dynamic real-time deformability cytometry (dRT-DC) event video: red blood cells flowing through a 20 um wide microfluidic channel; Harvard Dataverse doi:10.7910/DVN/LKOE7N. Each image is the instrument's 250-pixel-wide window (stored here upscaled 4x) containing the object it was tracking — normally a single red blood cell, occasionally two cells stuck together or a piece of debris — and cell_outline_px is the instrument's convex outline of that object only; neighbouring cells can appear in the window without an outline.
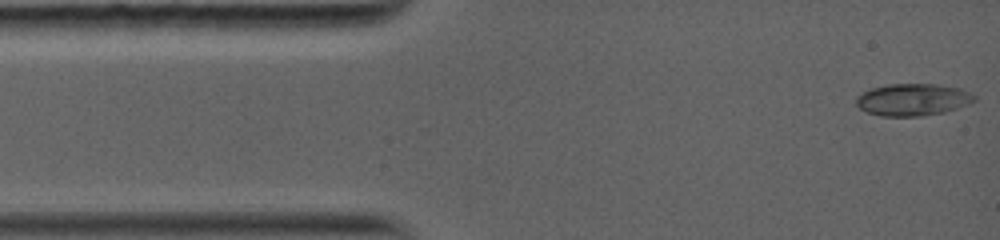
{"species": "common noctule bat (a hibernating species)", "species_latin": "Nyctalus noctula", "temperature_condition": "warm", "stored_images_in_passage": 44, "camera_frame_rate_fps": 5000, "um_per_image_px": 0.085, "animal": {"sex": "female", "body_mass_g": 19.0, "forearm_length_mm": 56.7}, "frame": {"image": 1, "passage_image": 1, "time_ms": 0.0, "image_size_px": [1000, 240], "cell_outline_px": [[976, 100], [968, 104], [944, 112], [920, 116], [880, 116], [868, 112], [860, 108], [856, 104], [856, 96], [860, 92], [872, 88], [888, 84], [936, 84], [960, 88], [976, 96]], "centroid_in_image_um": [77.56, 8.46], "position_along_channel_um": 7.4, "area_um2": 22.08}}
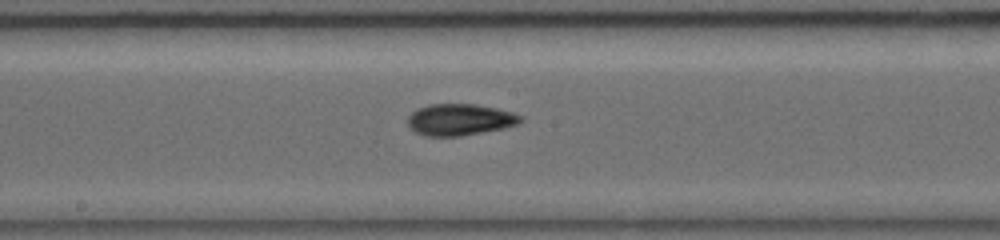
{"frame": {"image": 2, "passage_image": 19, "time_ms": 6.6, "image_size_px": [1000, 240], "cell_outline_px": [[524, 120], [520, 124], [504, 128], [460, 136], [424, 136], [408, 128], [408, 116], [416, 108], [428, 104], [476, 104], [496, 108], [512, 112], [524, 116]], "centroid_in_image_um": [39.09, 10.16], "position_along_channel_um": 209.1, "area_um2": 21.04}}
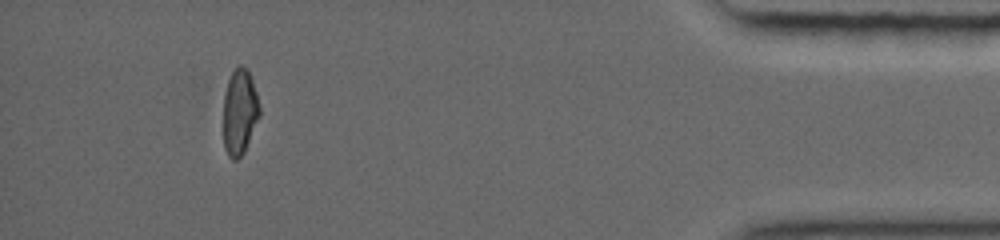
{"frame": {"image": 3, "passage_image": 38, "time_ms": 13.2, "image_size_px": [1000, 240], "cell_outline_px": [[260, 116], [244, 152], [236, 160], [232, 160], [228, 156], [224, 148], [224, 96], [228, 80], [232, 72], [240, 64], [248, 72], [252, 80], [256, 92], [260, 108]], "centroid_in_image_um": [20.37, 9.55], "position_along_channel_um": 414.8, "area_um2": 17.92}, "authors_computed_cell_mechanics": {"area_um2": 20.0277, "velocity_mm_per_s": 4.1429, "shape_relaxation_time_tau1_ms": 10.2376, "shape_relaxation_time_tau2_ms": 1.3217, "deformation_change_tau1": 0.2687, "deformation_change_tau2": 0.0331}}